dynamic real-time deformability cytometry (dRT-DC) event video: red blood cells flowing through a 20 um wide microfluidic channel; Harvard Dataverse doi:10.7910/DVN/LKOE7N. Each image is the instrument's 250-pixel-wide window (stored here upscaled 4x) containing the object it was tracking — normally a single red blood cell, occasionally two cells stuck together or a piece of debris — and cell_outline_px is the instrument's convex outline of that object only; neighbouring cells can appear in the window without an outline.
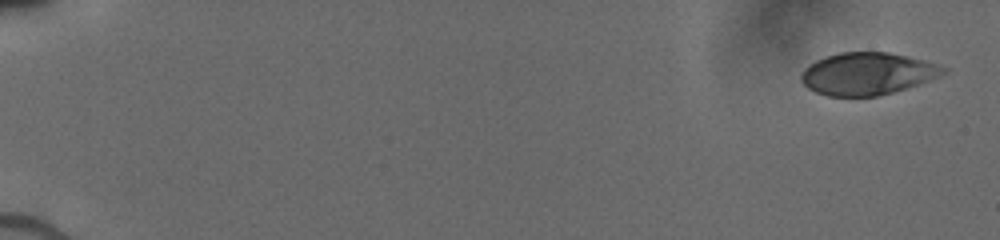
{"species": "human", "species_latin": "Homo sapiens", "temperature_condition": "cold", "stored_images_in_passage": 52, "camera_frame_rate_fps": 3000, "um_per_image_px": 0.085, "donor": {"sex": "male"}, "frame": {"image": 1, "passage_image": 1, "time_ms": 0.0, "image_size_px": [1000, 240], "cell_outline_px": [[948, 72], [908, 88], [876, 96], [828, 96], [816, 92], [808, 88], [804, 84], [800, 76], [804, 68], [808, 64], [816, 60], [840, 52], [888, 52], [924, 60], [948, 68]], "centroid_in_image_um": [73.72, 6.26], "position_along_channel_um": 11.3, "area_um2": 34.85}}
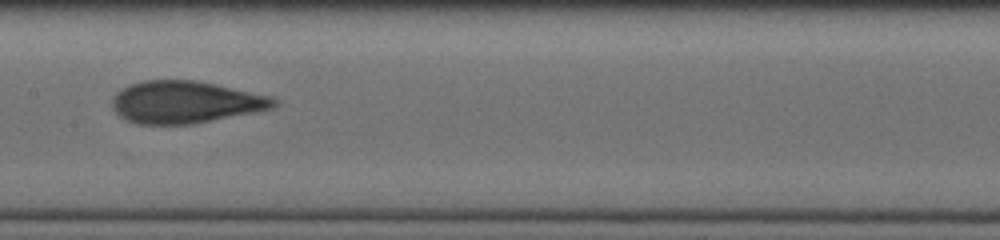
{"frame": {"image": 2, "passage_image": 28, "time_ms": 9.0, "image_size_px": [1000, 240], "cell_outline_px": [[280, 104], [272, 108], [192, 124], [136, 124], [120, 116], [112, 108], [112, 100], [124, 88], [132, 84], [144, 80], [196, 80], [272, 96]], "centroid_in_image_um": [15.78, 8.68], "position_along_channel_um": 191.6, "area_um2": 39.3}}
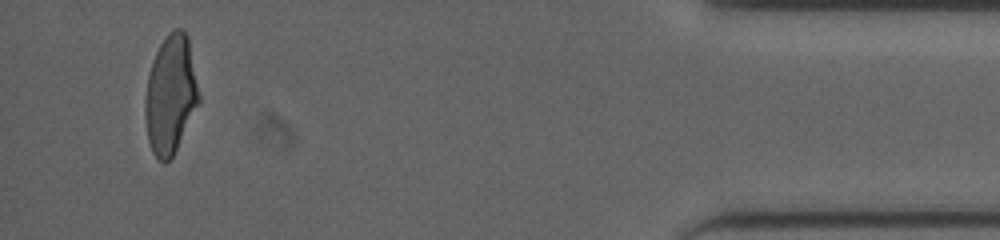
{"frame": {"image": 3, "passage_image": 50, "time_ms": 16.0, "image_size_px": [1000, 240], "cell_outline_px": [[200, 100], [172, 156], [164, 164], [152, 152], [148, 140], [144, 116], [144, 104], [148, 76], [152, 60], [160, 44], [168, 32], [172, 28], [184, 28], [188, 36], [200, 96]], "centroid_in_image_um": [14.48, 7.99], "position_along_channel_um": 420.7, "area_um2": 37.05}}